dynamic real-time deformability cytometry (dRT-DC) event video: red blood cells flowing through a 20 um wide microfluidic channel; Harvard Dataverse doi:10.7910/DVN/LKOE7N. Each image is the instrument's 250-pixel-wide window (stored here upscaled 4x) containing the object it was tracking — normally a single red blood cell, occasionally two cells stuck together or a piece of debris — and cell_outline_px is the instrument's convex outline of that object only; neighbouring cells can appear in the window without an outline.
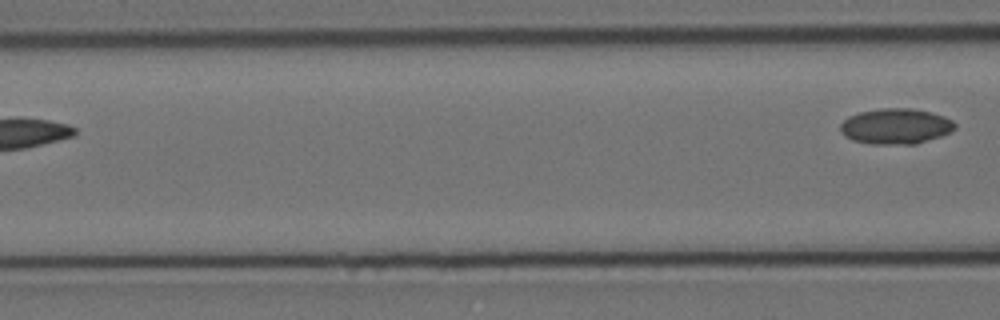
{"species": "Egyptian fruit bat (a non-hibernating species)", "species_latin": "Rousettus aegyptiacus", "temperature_condition": "cold", "stored_images_in_passage": 5, "camera_frame_rate_fps": 3000, "um_per_image_px": 0.085, "animal": {"sex": "female"}, "frame": {"image": 1, "passage_image": 5, "time_ms": 1.333, "image_size_px": [1000, 320], "cell_outline_px": [[956, 128], [952, 132], [916, 144], [872, 144], [852, 140], [844, 136], [840, 132], [840, 124], [848, 116], [860, 112], [884, 108], [912, 108], [932, 112], [944, 116], [952, 120], [956, 124]], "centroid_in_image_um": [76.14, 10.73], "position_along_channel_um": 90.5, "area_um2": 23.93}}